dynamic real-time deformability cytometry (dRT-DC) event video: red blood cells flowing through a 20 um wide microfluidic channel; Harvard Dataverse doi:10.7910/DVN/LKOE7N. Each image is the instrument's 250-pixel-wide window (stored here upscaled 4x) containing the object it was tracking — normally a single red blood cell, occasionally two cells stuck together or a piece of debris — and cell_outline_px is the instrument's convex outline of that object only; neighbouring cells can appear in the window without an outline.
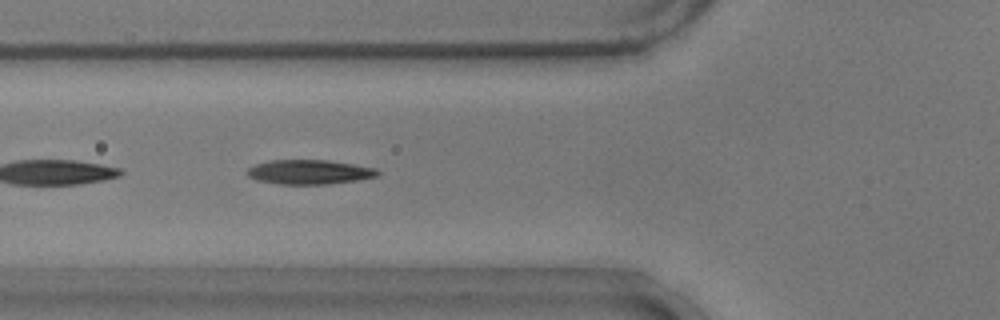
{"species": "common noctule bat (a hibernating species)", "species_latin": "Nyctalus noctula", "temperature_condition": "warm", "stored_images_in_passage": 25, "camera_frame_rate_fps": 3000, "um_per_image_px": 0.085, "animal": {"sex": "male", "body_mass_g": 17.9}, "frame": {"image": 1, "passage_image": 8, "time_ms": 2.333, "image_size_px": [1000, 320], "cell_outline_px": [[380, 172], [376, 176], [360, 180], [328, 184], [280, 184], [260, 180], [248, 176], [244, 172], [248, 168], [256, 164], [268, 160], [328, 160], [376, 168]], "centroid_in_image_um": [26.29, 14.62], "position_along_channel_um": 99.5, "area_um2": 18.55}}